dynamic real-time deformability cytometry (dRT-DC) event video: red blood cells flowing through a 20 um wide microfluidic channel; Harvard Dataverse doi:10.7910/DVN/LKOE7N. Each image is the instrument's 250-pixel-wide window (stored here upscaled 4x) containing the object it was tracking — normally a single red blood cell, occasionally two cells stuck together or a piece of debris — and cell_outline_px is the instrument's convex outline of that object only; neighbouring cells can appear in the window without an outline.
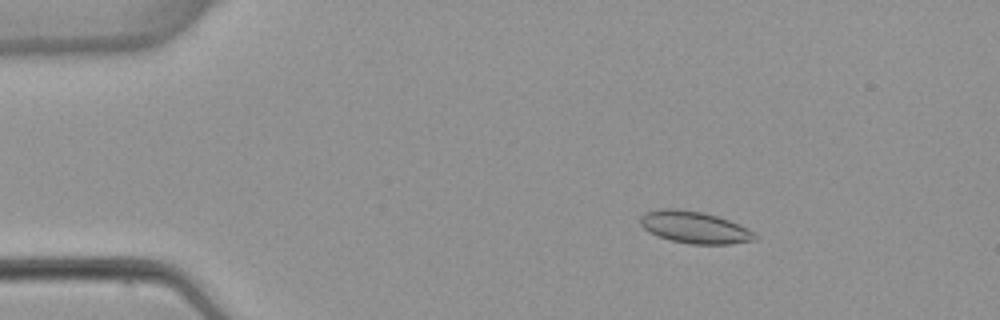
{"species": "common noctule bat (a hibernating species)", "species_latin": "Nyctalus noctula", "temperature_condition": "warm", "stored_images_in_passage": 5, "camera_frame_rate_fps": 3000, "um_per_image_px": 0.085, "animal": {"sex": "female", "body_mass_g": 22.7, "forearm_length_mm": 54.2}, "frame": {"image": 1, "passage_image": 3, "time_ms": 2.667, "image_size_px": [1000, 320], "cell_outline_px": [[760, 236], [756, 240], [728, 244], [692, 244], [672, 240], [648, 232], [640, 224], [640, 216], [644, 212], [660, 208], [676, 208], [704, 212], [728, 220], [748, 228]], "centroid_in_image_um": [59.04, 19.31], "position_along_channel_um": 26.0, "area_um2": 21.44}}